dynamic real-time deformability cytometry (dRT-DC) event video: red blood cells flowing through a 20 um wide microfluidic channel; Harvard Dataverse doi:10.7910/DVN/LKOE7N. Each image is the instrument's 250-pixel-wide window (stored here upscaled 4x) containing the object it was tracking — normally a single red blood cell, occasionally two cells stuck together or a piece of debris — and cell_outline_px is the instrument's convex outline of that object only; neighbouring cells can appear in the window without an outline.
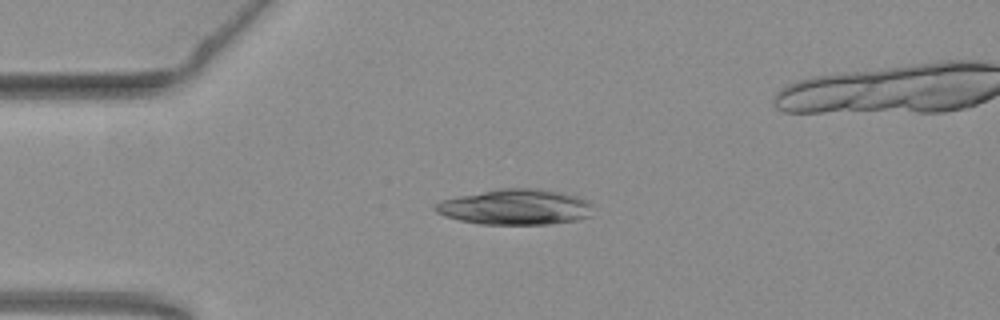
{"species": "common noctule bat (a hibernating species)", "species_latin": "Nyctalus noctula", "temperature_condition": "warm", "stored_images_in_passage": 38, "camera_frame_rate_fps": 3000, "um_per_image_px": 0.085, "animal": {"sex": "female", "body_mass_g": 19.3, "forearm_length_mm": 54.1}, "frame": {"image": 1, "passage_image": 1, "time_ms": 0.0, "image_size_px": [1000, 320], "cell_outline_px": [[592, 216], [576, 220], [548, 224], [480, 224], [460, 220], [444, 216], [436, 212], [432, 208], [440, 200], [500, 188], [536, 188], [576, 196], [588, 200], [592, 204]], "centroid_in_image_um": [43.81, 17.6], "position_along_channel_um": 41.2, "area_um2": 32.6}}